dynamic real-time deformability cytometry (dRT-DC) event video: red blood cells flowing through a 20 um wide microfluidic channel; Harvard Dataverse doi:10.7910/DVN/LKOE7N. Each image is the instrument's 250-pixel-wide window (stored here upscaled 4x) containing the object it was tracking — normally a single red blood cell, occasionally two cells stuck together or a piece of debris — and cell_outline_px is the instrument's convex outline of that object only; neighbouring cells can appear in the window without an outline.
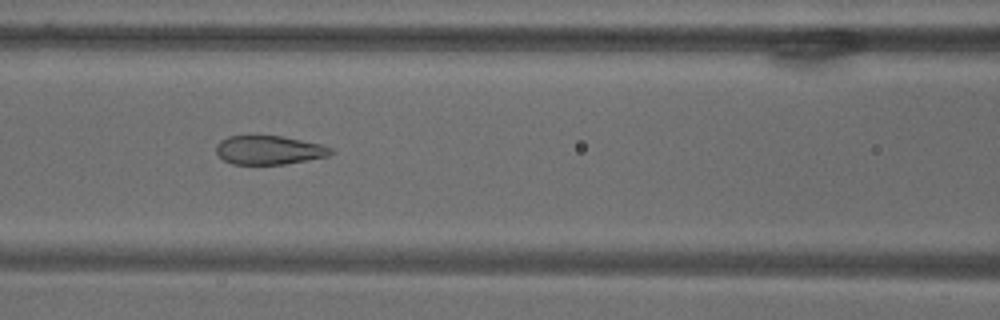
{"species": "common noctule bat (a hibernating species)", "species_latin": "Nyctalus noctula", "temperature_condition": "warm", "stored_images_in_passage": 9, "camera_frame_rate_fps": 3000, "um_per_image_px": 0.085, "animal": {"sex": "male", "body_mass_g": 18.8}, "frame": {"image": 1, "passage_image": 9, "time_ms": 9.667, "image_size_px": [1000, 320], "cell_outline_px": [[336, 152], [328, 156], [308, 160], [284, 164], [232, 164], [224, 160], [216, 152], [216, 144], [220, 140], [228, 136], [280, 136], [320, 144], [332, 148]], "centroid_in_image_um": [22.87, 12.76], "position_along_channel_um": 143.7, "area_um2": 19.19}}